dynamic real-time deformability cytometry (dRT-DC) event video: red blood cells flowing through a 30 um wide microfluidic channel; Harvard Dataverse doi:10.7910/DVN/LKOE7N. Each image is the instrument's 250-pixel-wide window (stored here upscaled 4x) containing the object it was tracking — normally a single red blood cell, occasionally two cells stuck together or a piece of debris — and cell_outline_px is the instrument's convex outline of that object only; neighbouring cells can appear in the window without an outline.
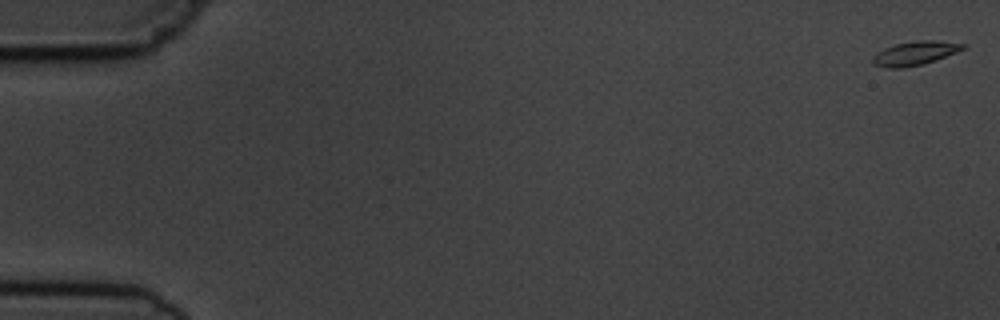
{"species": "common noctule bat (a hibernating species)", "species_latin": "Nyctalus noctula", "temperature_condition": "cold", "stored_images_in_passage": 5, "camera_frame_rate_fps": 3000, "um_per_image_px": 0.085, "animal": {"sex": "male", "body_mass_g": 19.5, "forearm_length_mm": 54.6}, "frame": {"image": 1, "passage_image": 1, "time_ms": 0.0, "image_size_px": [1000, 320], "cell_outline_px": [[968, 44], [964, 48], [956, 52], [924, 64], [904, 68], [888, 68], [872, 64], [872, 56], [884, 48], [896, 44], [920, 40], [932, 40]], "centroid_in_image_um": [77.74, 4.53], "position_along_channel_um": 7.3, "area_um2": 12.48}}
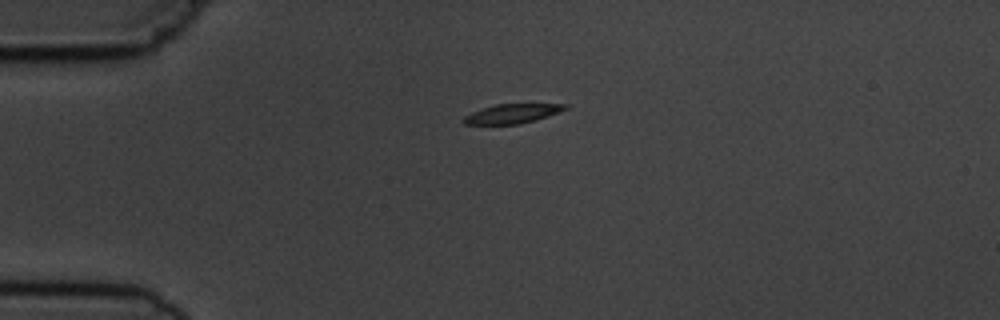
{"frame": {"image": 2, "passage_image": 4, "time_ms": 4.333, "image_size_px": [1000, 320], "cell_outline_px": [[568, 108], [548, 116], [536, 120], [520, 124], [464, 124], [460, 120], [464, 116], [472, 112], [496, 104], [568, 104]], "centroid_in_image_um": [43.52, 9.66], "position_along_channel_um": 41.5, "area_um2": 11.39}}